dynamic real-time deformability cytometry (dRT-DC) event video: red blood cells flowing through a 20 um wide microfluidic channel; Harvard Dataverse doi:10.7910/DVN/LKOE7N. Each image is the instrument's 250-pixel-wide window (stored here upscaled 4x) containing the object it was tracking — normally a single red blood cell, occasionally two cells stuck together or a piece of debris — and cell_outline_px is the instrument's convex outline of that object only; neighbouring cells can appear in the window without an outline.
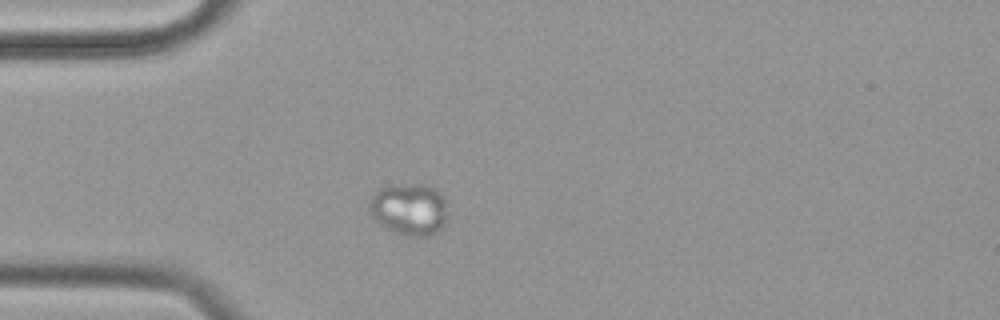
{"species": "common noctule bat (a hibernating species)", "species_latin": "Nyctalus noctula", "temperature_condition": "cold", "stored_images_in_passage": 55, "camera_frame_rate_fps": 3000, "um_per_image_px": 0.085, "animal": {"sex": "female", "body_mass_g": 19.9}, "frame": {"image": 1, "passage_image": 11, "time_ms": 3.333, "image_size_px": [1000, 320], "cell_outline_px": [[448, 220], [436, 232], [428, 236], [408, 236], [396, 232], [380, 224], [368, 212], [368, 200], [380, 188], [392, 184], [424, 184], [436, 188], [444, 196], [448, 216]], "centroid_in_image_um": [34.8, 17.76], "position_along_channel_um": 50.2, "area_um2": 24.1}}
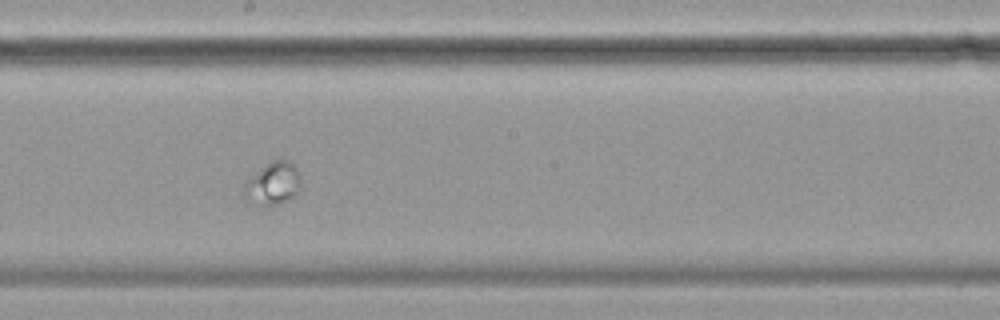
{"frame": {"image": 2, "passage_image": 28, "time_ms": 9.0, "image_size_px": [1000, 320], "cell_outline_px": [[300, 184], [296, 196], [272, 208], [248, 204], [244, 196], [244, 184], [252, 176], [272, 160], [284, 160], [292, 164], [296, 168], [300, 176]], "centroid_in_image_um": [23.18, 15.69], "position_along_channel_um": 225.0, "area_um2": 14.33}}
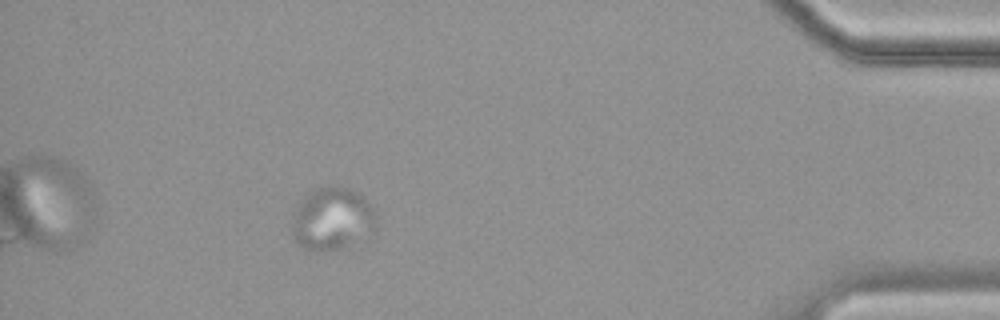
{"frame": {"image": 3, "passage_image": 49, "time_ms": 16.0, "image_size_px": [1000, 320], "cell_outline_px": [[376, 232], [340, 248], [304, 248], [292, 236], [292, 228], [296, 208], [304, 196], [320, 188], [340, 184], [356, 192], [372, 208], [376, 216]], "centroid_in_image_um": [28.27, 18.57], "position_along_channel_um": 406.9, "area_um2": 29.88}}